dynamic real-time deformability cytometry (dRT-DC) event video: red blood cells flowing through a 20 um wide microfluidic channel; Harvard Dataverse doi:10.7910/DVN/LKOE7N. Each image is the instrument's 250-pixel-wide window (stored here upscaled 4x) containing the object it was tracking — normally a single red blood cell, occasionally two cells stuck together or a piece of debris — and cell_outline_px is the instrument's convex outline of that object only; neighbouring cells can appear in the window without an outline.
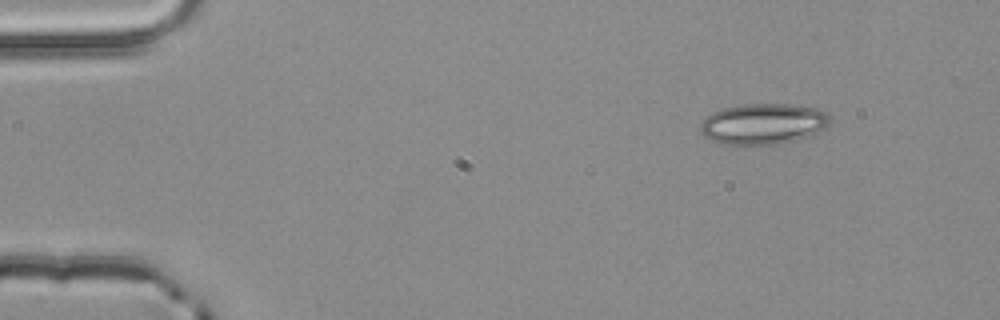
{"species": "common noctule bat (a hibernating species)", "species_latin": "Nyctalus noctula", "temperature_condition": "room temperature", "stored_images_in_passage": 4, "segment_of_instrument_passage": [1, 2], "camera_frame_rate_fps": 3000, "um_per_image_px": 0.085, "animal": {"sex": "male", "body_mass_g": 20.4}, "frame": {"image": 1, "passage_image": 1, "time_ms": 0.0, "image_size_px": [1000, 320], "cell_outline_px": [[832, 120], [824, 128], [816, 132], [780, 144], [724, 144], [712, 140], [704, 136], [700, 132], [700, 124], [712, 112], [724, 108], [740, 104], [788, 104], [816, 108], [832, 116]], "centroid_in_image_um": [64.86, 10.51], "position_along_channel_um": 20.1, "area_um2": 30.52}}